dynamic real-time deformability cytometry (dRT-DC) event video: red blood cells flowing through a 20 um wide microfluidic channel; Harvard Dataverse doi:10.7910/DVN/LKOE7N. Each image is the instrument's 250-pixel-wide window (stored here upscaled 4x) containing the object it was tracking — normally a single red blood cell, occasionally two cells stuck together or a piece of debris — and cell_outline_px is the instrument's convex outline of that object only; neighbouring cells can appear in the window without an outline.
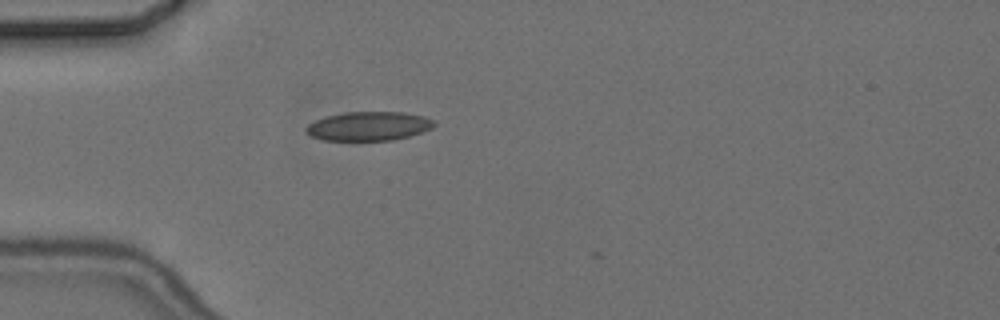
{"species": "common noctule bat (a hibernating species)", "species_latin": "Nyctalus noctula", "temperature_condition": "cold", "stored_images_in_passage": 1, "camera_frame_rate_fps": 3000, "um_per_image_px": 0.085, "animal": {"sex": "female", "body_mass_g": 24.6, "forearm_length_mm": 56.2}, "frame": {"image": 1, "passage_image": 1, "time_ms": 0.0, "image_size_px": [1000, 320], "cell_outline_px": [[436, 124], [432, 128], [408, 136], [392, 140], [320, 140], [312, 136], [304, 128], [308, 124], [324, 116], [344, 112], [404, 112], [424, 116], [436, 120]], "centroid_in_image_um": [31.34, 10.71], "position_along_channel_um": 53.7, "area_um2": 21.68}}